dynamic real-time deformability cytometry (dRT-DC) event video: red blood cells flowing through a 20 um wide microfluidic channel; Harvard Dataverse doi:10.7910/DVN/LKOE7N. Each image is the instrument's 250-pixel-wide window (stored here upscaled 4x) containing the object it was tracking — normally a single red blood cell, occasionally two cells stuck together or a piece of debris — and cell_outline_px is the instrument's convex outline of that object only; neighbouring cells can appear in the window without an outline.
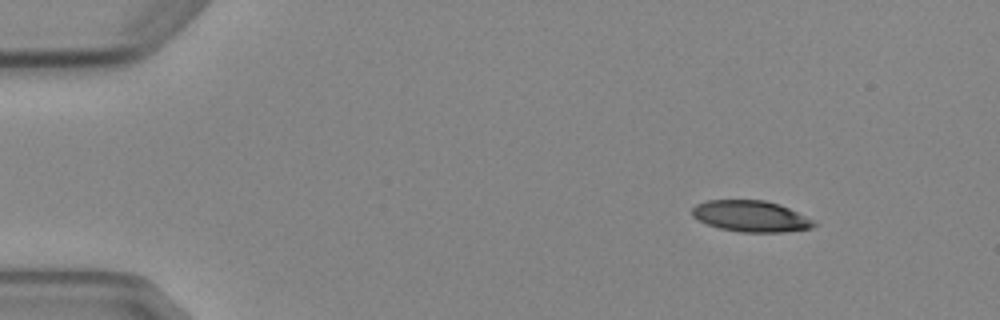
{"species": "Egyptian fruit bat (a non-hibernating species)", "species_latin": "Rousettus aegyptiacus", "temperature_condition": "cold", "stored_images_in_passage": 3, "camera_frame_rate_fps": 3000, "um_per_image_px": 0.085, "animal": {"sex": "female"}, "frame": {"image": 1, "passage_image": 1, "time_ms": 0.0, "image_size_px": [1000, 320], "cell_outline_px": [[820, 224], [812, 228], [784, 232], [740, 232], [720, 228], [708, 224], [692, 216], [692, 208], [696, 204], [708, 200], [764, 200], [780, 204]], "centroid_in_image_um": [63.83, 18.38], "position_along_channel_um": 21.2, "area_um2": 22.02}}